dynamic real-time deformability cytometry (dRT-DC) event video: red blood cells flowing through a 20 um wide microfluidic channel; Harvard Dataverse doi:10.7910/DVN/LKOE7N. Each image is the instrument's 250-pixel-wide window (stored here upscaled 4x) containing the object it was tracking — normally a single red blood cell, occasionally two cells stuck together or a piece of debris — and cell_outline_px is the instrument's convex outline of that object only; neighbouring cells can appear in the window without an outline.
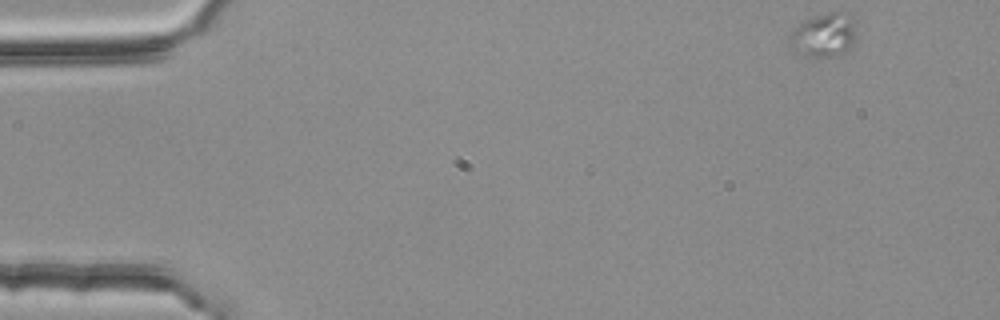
{"species": "common noctule bat (a hibernating species)", "species_latin": "Nyctalus noctula", "temperature_condition": "room temperature", "stored_images_in_passage": 4, "camera_frame_rate_fps": 3000, "um_per_image_px": 0.085, "animal": {"sex": "female", "body_mass_g": 25.1}, "frame": {"image": 1, "passage_image": 1, "time_ms": 0.0, "image_size_px": [1000, 320], "cell_outline_px": [[852, 44], [844, 52], [836, 56], [812, 56], [792, 52], [788, 44], [788, 36], [804, 20], [828, 12], [848, 12], [852, 20]], "centroid_in_image_um": [69.94, 2.99], "position_along_channel_um": 15.1, "area_um2": 16.59}}